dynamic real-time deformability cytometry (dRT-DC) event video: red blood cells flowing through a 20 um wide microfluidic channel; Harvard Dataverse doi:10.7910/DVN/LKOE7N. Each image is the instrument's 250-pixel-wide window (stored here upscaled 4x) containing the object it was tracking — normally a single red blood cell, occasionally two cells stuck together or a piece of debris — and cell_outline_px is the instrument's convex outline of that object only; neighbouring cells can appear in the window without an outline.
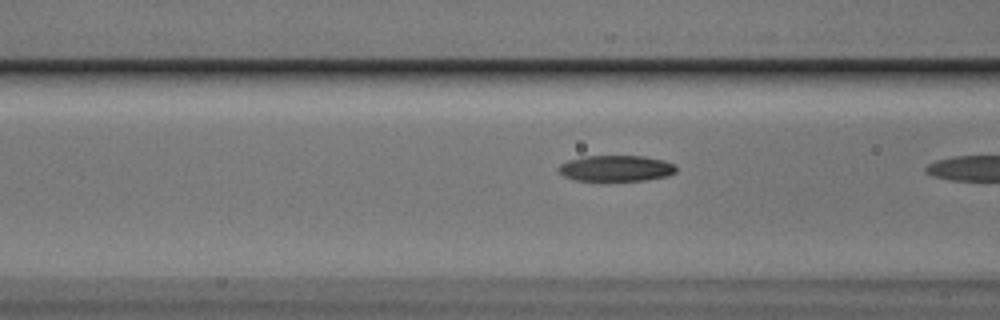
{"species": "Egyptian fruit bat (a non-hibernating species)", "species_latin": "Rousettus aegyptiacus", "temperature_condition": "cold", "stored_images_in_passage": 15, "segment_of_instrument_passage": [2, 2], "camera_frame_rate_fps": 3000, "um_per_image_px": 0.085, "animal": {"sex": "male"}, "frame": {"image": 1, "passage_image": 14, "time_ms": 4.333, "image_size_px": [1000, 320], "cell_outline_px": [[676, 172], [668, 176], [644, 180], [576, 180], [564, 176], [556, 168], [560, 164], [568, 160], [584, 156], [644, 156], [664, 160], [676, 164]], "centroid_in_image_um": [52.38, 14.29], "position_along_channel_um": 114.2, "area_um2": 17.8}}